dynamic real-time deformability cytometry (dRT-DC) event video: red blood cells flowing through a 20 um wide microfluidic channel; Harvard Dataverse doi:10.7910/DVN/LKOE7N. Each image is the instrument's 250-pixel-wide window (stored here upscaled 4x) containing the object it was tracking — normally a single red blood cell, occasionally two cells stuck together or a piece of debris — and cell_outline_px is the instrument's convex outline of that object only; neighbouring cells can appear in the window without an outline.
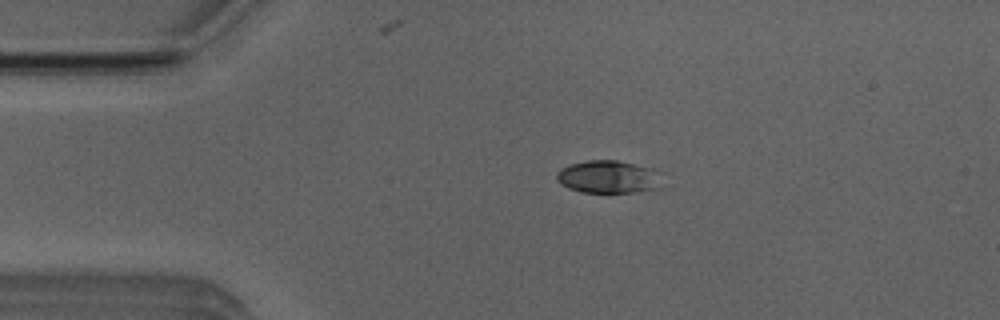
{"species": "Egyptian fruit bat (a non-hibernating species)", "species_latin": "Rousettus aegyptiacus", "temperature_condition": "room temperature", "stored_images_in_passage": 47, "camera_frame_rate_fps": 3000, "um_per_image_px": 0.085, "animal": {"sex": "male"}, "frame": {"image": 1, "passage_image": 9, "time_ms": 2.667, "image_size_px": [1000, 320], "cell_outline_px": [[664, 188], [632, 192], [584, 192], [568, 188], [560, 184], [556, 180], [556, 172], [560, 168], [568, 164], [588, 160], [616, 160], [656, 168], [660, 172]], "centroid_in_image_um": [51.76, 15.02], "position_along_channel_um": 33.2, "area_um2": 20.69}}
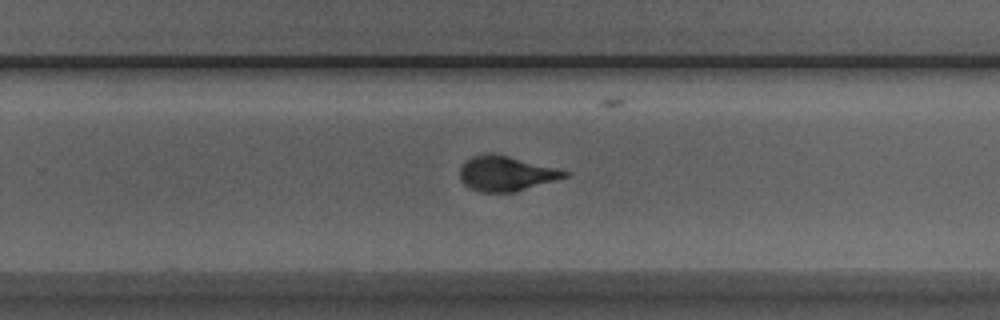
{"frame": {"image": 2, "passage_image": 31, "time_ms": 10.0, "image_size_px": [1000, 320], "cell_outline_px": [[572, 176], [516, 192], [480, 192], [468, 188], [460, 180], [460, 168], [472, 156], [492, 152], [572, 172]], "centroid_in_image_um": [43.06, 14.77], "position_along_channel_um": 286.7, "area_um2": 21.56}}
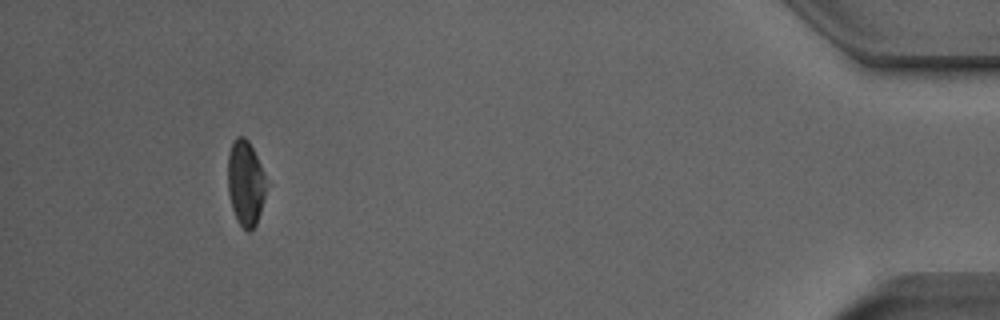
{"frame": {"image": 3, "passage_image": 46, "time_ms": 15.0, "image_size_px": [1000, 320], "cell_outline_px": [[264, 196], [260, 212], [256, 224], [248, 232], [236, 220], [232, 208], [228, 192], [228, 152], [232, 140], [236, 136], [244, 136], [248, 140], [260, 164], [264, 176]], "centroid_in_image_um": [20.82, 15.53], "position_along_channel_um": 414.4, "area_um2": 18.79}, "authors_computed_cell_mechanics": {"area_um2": 21.386, "velocity_mm_per_s": 3.9924, "shape_relaxation_time_tau1_ms": 3.5177, "shape_relaxation_time_tau2_ms": 0.8495, "deformation_change_tau1": 0.1625, "deformation_change_tau2": 0.0664}}